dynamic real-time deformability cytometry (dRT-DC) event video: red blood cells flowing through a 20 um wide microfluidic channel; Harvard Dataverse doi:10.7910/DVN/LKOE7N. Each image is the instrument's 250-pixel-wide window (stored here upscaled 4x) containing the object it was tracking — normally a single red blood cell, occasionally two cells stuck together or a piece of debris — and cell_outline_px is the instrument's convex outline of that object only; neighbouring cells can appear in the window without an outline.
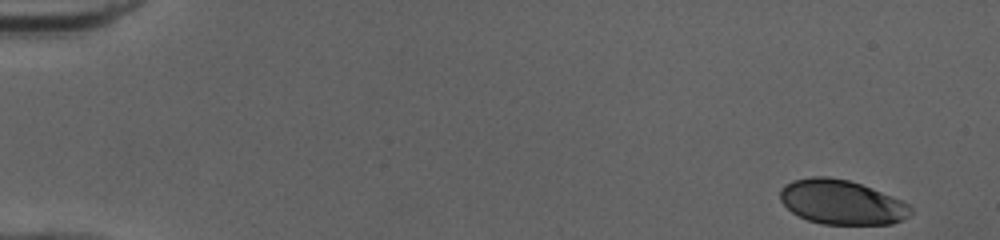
{"species": "human", "species_latin": "Homo sapiens", "temperature_condition": "cold", "stored_images_in_passage": 50, "camera_frame_rate_fps": 3000, "um_per_image_px": 0.085, "donor": {"sex": "female"}, "frame": {"image": 1, "passage_image": 1, "time_ms": 0.0, "image_size_px": [1000, 240], "cell_outline_px": [[912, 212], [908, 216], [892, 224], [824, 224], [808, 220], [792, 212], [780, 200], [780, 188], [784, 184], [792, 180], [812, 176], [828, 176], [848, 180], [872, 188], [900, 200], [908, 204], [912, 208]], "centroid_in_image_um": [71.5, 17.17], "position_along_channel_um": 13.5, "area_um2": 33.7}}
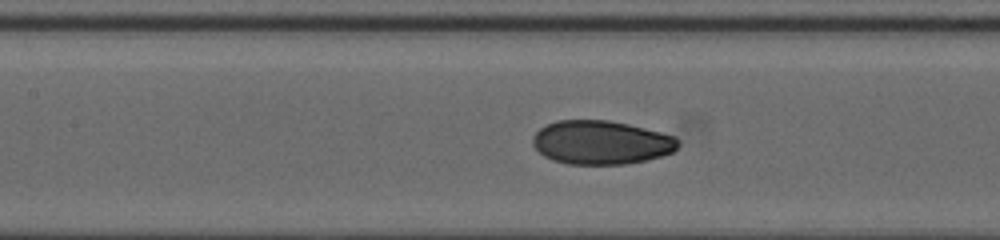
{"frame": {"image": 2, "passage_image": 23, "time_ms": 7.333, "image_size_px": [1000, 240], "cell_outline_px": [[680, 144], [672, 152], [660, 156], [628, 164], [568, 164], [552, 160], [544, 156], [532, 144], [532, 140], [536, 132], [540, 128], [556, 120], [608, 120], [628, 124], [676, 136], [680, 140]], "centroid_in_image_um": [51.1, 12.11], "position_along_channel_um": 156.3, "area_um2": 37.05}}
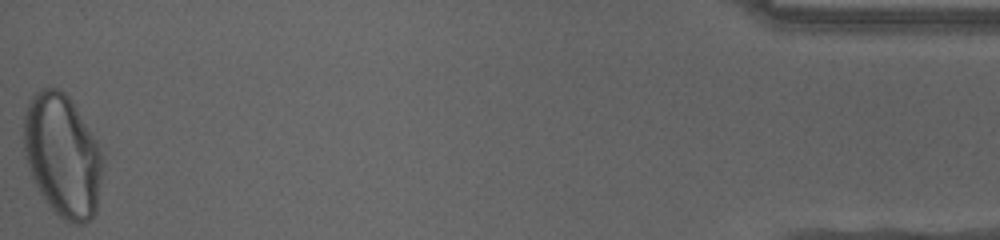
{"frame": {"image": 3, "passage_image": 50, "time_ms": 16.333, "image_size_px": [1000, 240], "cell_outline_px": [[104, 164], [96, 212], [84, 224], [72, 224], [64, 220], [48, 204], [40, 192], [28, 168], [24, 156], [24, 116], [28, 104], [32, 96], [36, 92], [44, 88], [56, 88], [64, 92], [68, 96], [76, 108], [96, 140], [104, 156]], "centroid_in_image_um": [5.33, 13.24], "position_along_channel_um": 429.9, "area_um2": 56.36}, "authors_computed_cell_mechanics": {"area_um2": 36.8764, "velocity_mm_per_s": 3.9921, "shape_relaxation_time_tau1_ms": 5.3175, "shape_relaxation_time_tau2_ms": 0.9101, "deformation_change_tau1": 0.1773, "deformation_change_tau2": 0.0427}}